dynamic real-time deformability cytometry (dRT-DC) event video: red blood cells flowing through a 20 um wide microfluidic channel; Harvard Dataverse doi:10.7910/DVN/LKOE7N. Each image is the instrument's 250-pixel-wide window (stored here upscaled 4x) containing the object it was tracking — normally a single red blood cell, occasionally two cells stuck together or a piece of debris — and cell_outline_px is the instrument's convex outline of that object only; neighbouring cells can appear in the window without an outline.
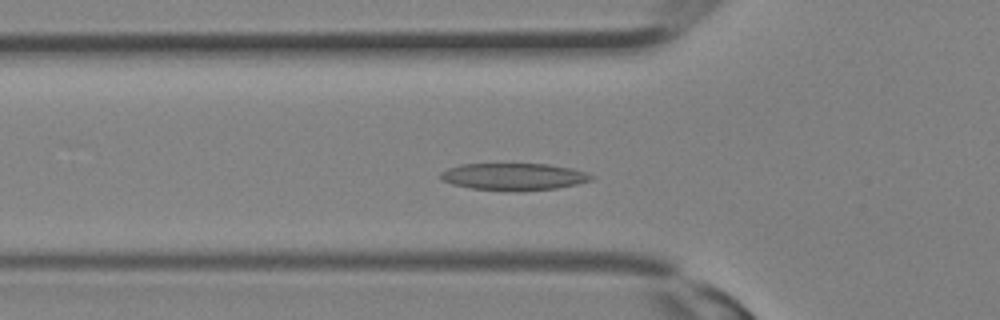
{"species": "Egyptian fruit bat (a non-hibernating species)", "species_latin": "Rousettus aegyptiacus", "temperature_condition": "room temperature", "stored_images_in_passage": 30, "segment_of_instrument_passage": [1, 2], "camera_frame_rate_fps": 3000, "um_per_image_px": 0.085, "animal": {"sex": "female"}, "frame": {"image": 1, "passage_image": 8, "time_ms": 2.333, "image_size_px": [1000, 320], "cell_outline_px": [[596, 176], [592, 180], [576, 184], [556, 188], [472, 188], [452, 184], [444, 180], [440, 176], [440, 172], [448, 168], [460, 164], [548, 164], [572, 168]], "centroid_in_image_um": [43.68, 14.96], "position_along_channel_um": 82.1, "area_um2": 22.6}}
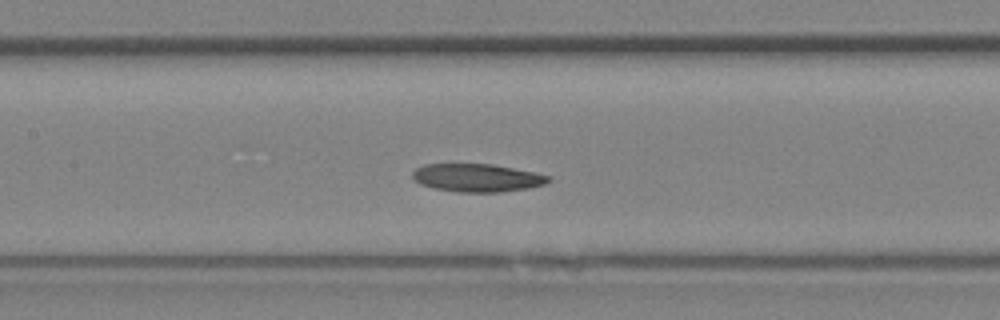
{"frame": {"image": 2, "passage_image": 12, "time_ms": 3.667, "image_size_px": [1000, 320], "cell_outline_px": [[552, 180], [544, 184], [528, 188], [500, 192], [456, 192], [436, 188], [420, 184], [412, 176], [412, 172], [416, 168], [424, 164], [492, 164], [552, 176]], "centroid_in_image_um": [40.56, 15.11], "position_along_channel_um": 166.8, "area_um2": 22.08}}
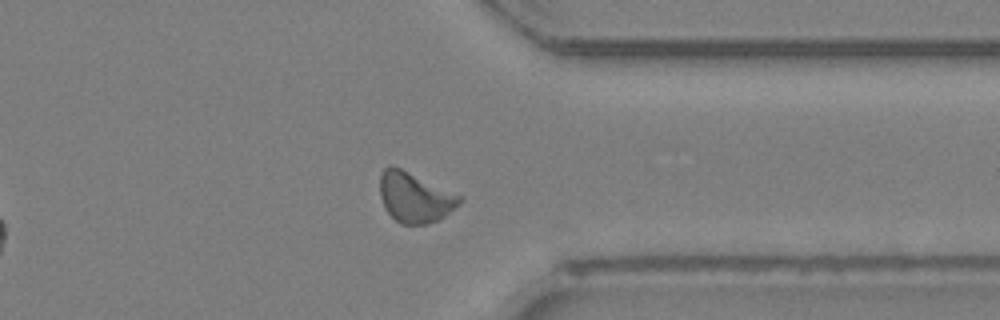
{"frame": {"image": 3, "passage_image": 22, "time_ms": 7.0, "image_size_px": [1000, 320], "cell_outline_px": [[464, 200], [460, 204], [440, 220], [428, 224], [400, 224], [384, 208], [380, 196], [380, 172], [388, 164], [392, 164], [464, 196]], "centroid_in_image_um": [35.28, 16.76], "position_along_channel_um": 376.1, "area_um2": 23.76}}